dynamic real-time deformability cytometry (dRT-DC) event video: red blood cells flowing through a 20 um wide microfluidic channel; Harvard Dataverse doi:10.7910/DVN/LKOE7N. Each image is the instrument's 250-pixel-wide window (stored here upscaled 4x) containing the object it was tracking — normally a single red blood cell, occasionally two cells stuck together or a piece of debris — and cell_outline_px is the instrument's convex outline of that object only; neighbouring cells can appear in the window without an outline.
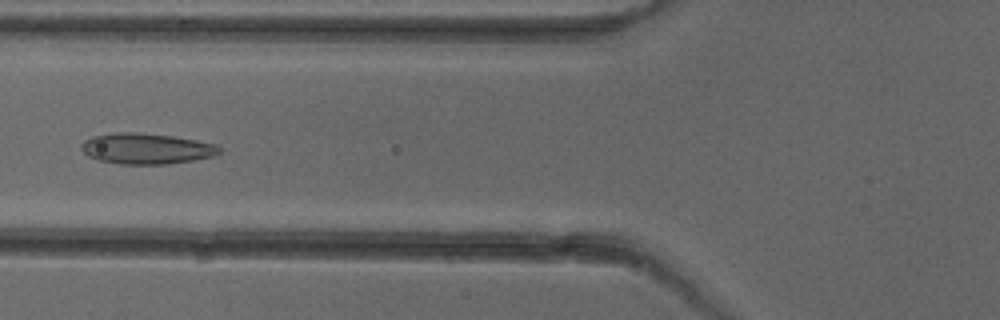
{"species": "common noctule bat (a hibernating species)", "species_latin": "Nyctalus noctula", "temperature_condition": "cold", "stored_images_in_passage": 3, "camera_frame_rate_fps": 3000, "um_per_image_px": 0.085, "animal": {"sex": "female"}, "frame": {"image": 1, "passage_image": 3, "time_ms": 3.0, "image_size_px": [1000, 320], "cell_outline_px": [[224, 148], [220, 152], [212, 156], [192, 160], [168, 164], [120, 164], [100, 160], [88, 156], [80, 148], [80, 144], [84, 140], [92, 136], [116, 132], [136, 132], [172, 136], [196, 140], [216, 144]], "centroid_in_image_um": [12.43, 12.62], "position_along_channel_um": 113.4, "area_um2": 24.8}}